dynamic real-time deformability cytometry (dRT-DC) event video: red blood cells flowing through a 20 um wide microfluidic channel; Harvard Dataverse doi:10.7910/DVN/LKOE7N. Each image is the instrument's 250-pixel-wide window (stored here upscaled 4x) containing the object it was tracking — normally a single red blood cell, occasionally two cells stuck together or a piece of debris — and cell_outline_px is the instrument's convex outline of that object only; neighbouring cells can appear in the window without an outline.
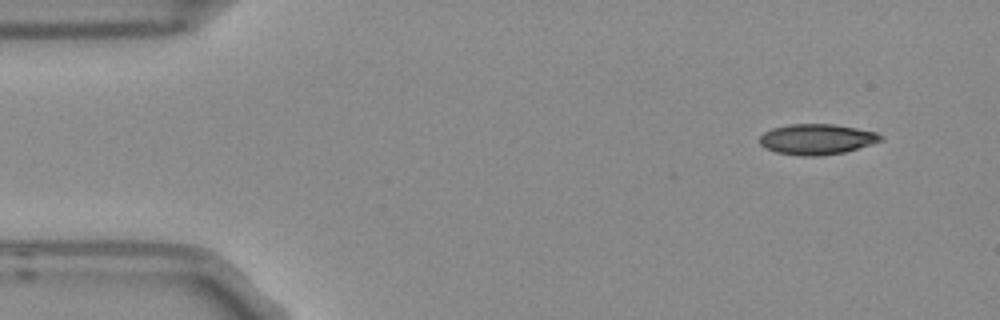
{"species": "Egyptian fruit bat (a non-hibernating species)", "species_latin": "Rousettus aegyptiacus", "temperature_condition": "room temperature", "stored_images_in_passage": 4, "camera_frame_rate_fps": 3000, "um_per_image_px": 0.085, "frame": {"image": 1, "passage_image": 1, "time_ms": 0.0, "image_size_px": [1000, 320], "cell_outline_px": [[884, 140], [872, 144], [844, 152], [820, 156], [800, 156], [776, 152], [764, 148], [760, 144], [760, 136], [764, 132], [772, 128], [788, 124], [836, 124], [876, 132], [884, 136]], "centroid_in_image_um": [69.43, 11.83], "position_along_channel_um": 15.6, "area_um2": 21.73}}
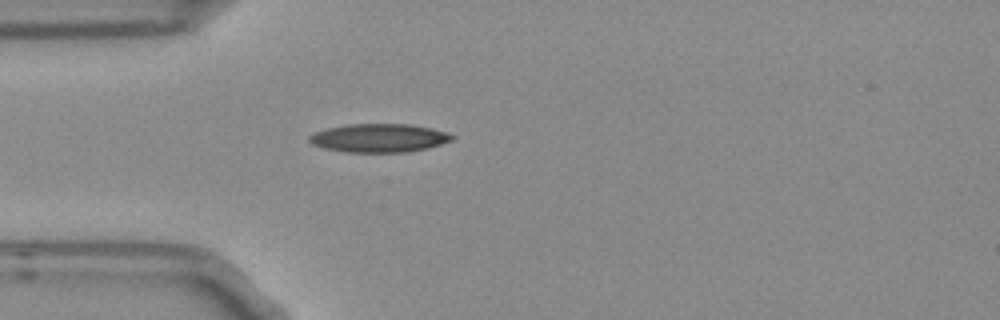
{"frame": {"image": 2, "passage_image": 4, "time_ms": 1.0, "image_size_px": [1000, 320], "cell_outline_px": [[456, 136], [452, 140], [428, 148], [404, 152], [348, 152], [324, 148], [312, 144], [308, 140], [308, 136], [316, 132], [328, 128], [348, 124], [408, 124], [428, 128], [444, 132]], "centroid_in_image_um": [32.19, 11.73], "position_along_channel_um": 52.8, "area_um2": 23.41}}